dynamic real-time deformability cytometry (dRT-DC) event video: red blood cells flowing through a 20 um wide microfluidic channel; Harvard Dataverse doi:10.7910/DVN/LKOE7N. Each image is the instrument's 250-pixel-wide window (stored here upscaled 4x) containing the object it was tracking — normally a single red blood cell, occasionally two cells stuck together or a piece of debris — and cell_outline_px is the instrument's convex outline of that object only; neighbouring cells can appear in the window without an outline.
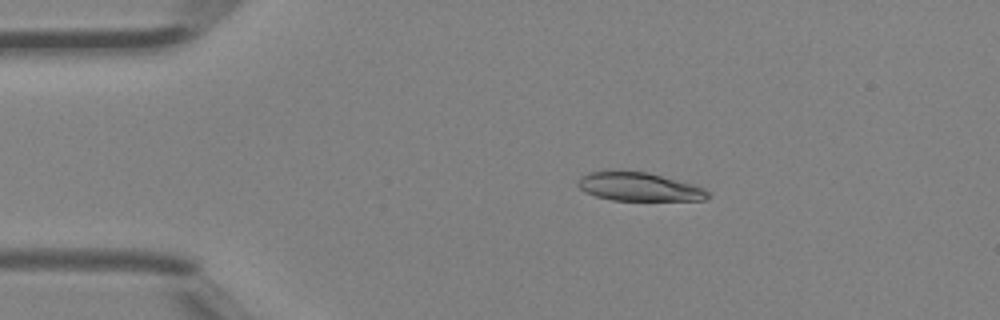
{"species": "Egyptian fruit bat (a non-hibernating species)", "species_latin": "Rousettus aegyptiacus", "temperature_condition": "room temperature", "stored_images_in_passage": 40, "camera_frame_rate_fps": 3000, "um_per_image_px": 0.085, "animal": {"sex": "female"}, "frame": {"image": 1, "passage_image": 4, "time_ms": 1.0, "image_size_px": [1000, 320], "cell_outline_px": [[712, 196], [704, 200], [612, 200], [596, 196], [584, 192], [576, 184], [580, 176], [588, 172], [604, 168], [608, 168], [648, 172], [692, 184], [704, 188]], "centroid_in_image_um": [54.23, 15.83], "position_along_channel_um": 30.8, "area_um2": 22.25}}
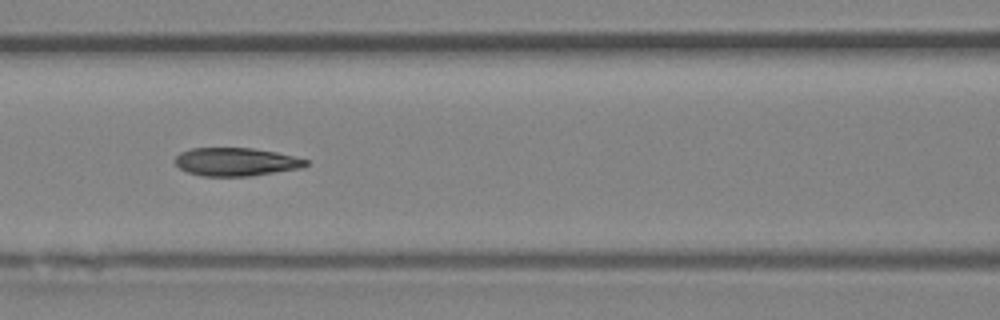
{"frame": {"image": 2, "passage_image": 15, "time_ms": 4.667, "image_size_px": [1000, 320], "cell_outline_px": [[308, 164], [304, 168], [252, 176], [200, 176], [188, 172], [180, 168], [172, 160], [180, 152], [192, 148], [252, 148], [276, 152], [308, 160]], "centroid_in_image_um": [20.06, 13.76], "position_along_channel_um": 146.5, "area_um2": 21.68}}
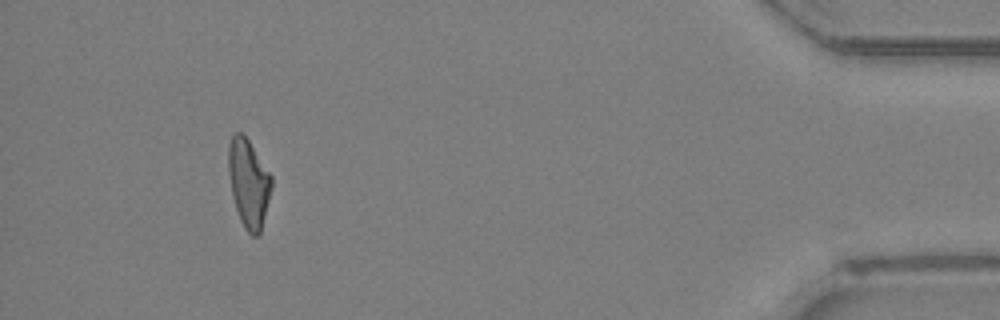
{"frame": {"image": 3, "passage_image": 37, "time_ms": 12.0, "image_size_px": [1000, 320], "cell_outline_px": [[272, 188], [260, 232], [256, 236], [252, 236], [244, 228], [240, 220], [236, 208], [232, 192], [228, 172], [228, 144], [232, 136], [236, 132], [240, 132], [248, 140], [272, 176]], "centroid_in_image_um": [21.13, 15.57], "position_along_channel_um": 414.1, "area_um2": 21.91}, "authors_computed_cell_mechanics": {"area_um2": 21.964, "velocity_mm_per_s": 4.5683, "shape_relaxation_time_tau1_ms": 6.2268, "shape_relaxation_time_tau2_ms": 1.9637, "deformation_change_tau1": 0.2266, "deformation_change_tau2": 0.1077}}